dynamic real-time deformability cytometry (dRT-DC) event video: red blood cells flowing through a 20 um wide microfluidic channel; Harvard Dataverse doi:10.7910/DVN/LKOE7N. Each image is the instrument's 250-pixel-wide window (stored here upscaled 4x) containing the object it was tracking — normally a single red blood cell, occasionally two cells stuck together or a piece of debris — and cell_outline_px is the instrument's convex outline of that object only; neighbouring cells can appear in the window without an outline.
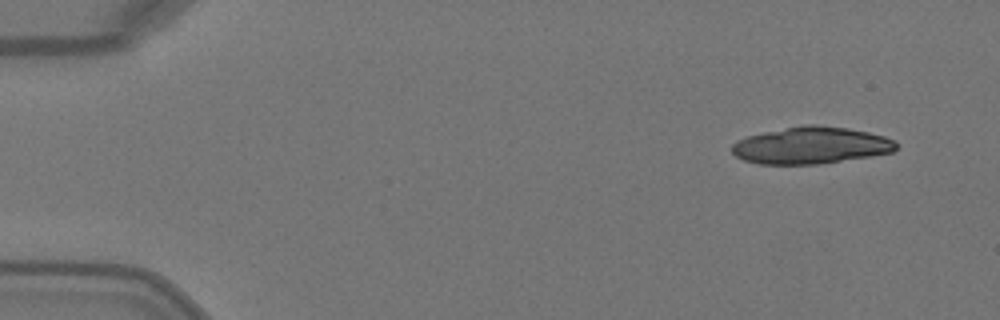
{"species": "Egyptian fruit bat (a non-hibernating species)", "species_latin": "Rousettus aegyptiacus", "temperature_condition": "warm", "stored_images_in_passage": 4, "camera_frame_rate_fps": 3000, "um_per_image_px": 0.085, "animal": {"sex": "female"}, "frame": {"image": 1, "passage_image": 1, "time_ms": 0.0, "image_size_px": [1000, 320], "cell_outline_px": [[896, 148], [892, 152], [872, 156], [816, 164], [760, 164], [744, 160], [736, 156], [732, 152], [732, 144], [736, 140], [748, 136], [764, 132], [808, 124], [816, 124], [848, 128], [868, 132], [884, 136], [896, 140]], "centroid_in_image_um": [68.94, 12.36], "position_along_channel_um": 16.1, "area_um2": 35.2}}